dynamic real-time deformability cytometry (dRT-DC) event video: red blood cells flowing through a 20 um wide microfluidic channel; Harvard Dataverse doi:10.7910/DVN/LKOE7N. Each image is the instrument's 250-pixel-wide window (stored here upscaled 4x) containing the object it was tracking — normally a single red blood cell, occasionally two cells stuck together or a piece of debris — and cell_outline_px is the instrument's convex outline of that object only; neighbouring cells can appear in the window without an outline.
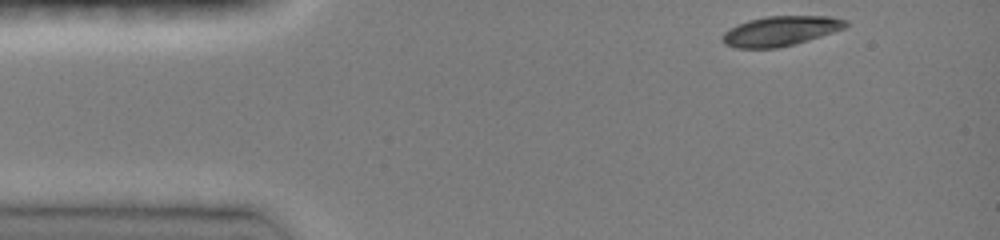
{"species": "common noctule bat (a hibernating species)", "species_latin": "Nyctalus noctula", "temperature_condition": "room temperature", "stored_images_in_passage": 38, "camera_frame_rate_fps": 3000, "um_per_image_px": 0.085, "animal": {"sex": "female", "body_mass_g": 19.0, "forearm_length_mm": 51.5}, "frame": {"image": 1, "passage_image": 1, "time_ms": 0.0, "image_size_px": [1000, 240], "cell_outline_px": [[848, 24], [844, 28], [808, 40], [776, 48], [736, 48], [724, 44], [720, 40], [720, 36], [724, 32], [736, 24], [748, 20], [768, 16], [832, 16], [848, 20]], "centroid_in_image_um": [66.29, 2.63], "position_along_channel_um": 18.7, "area_um2": 21.44}}
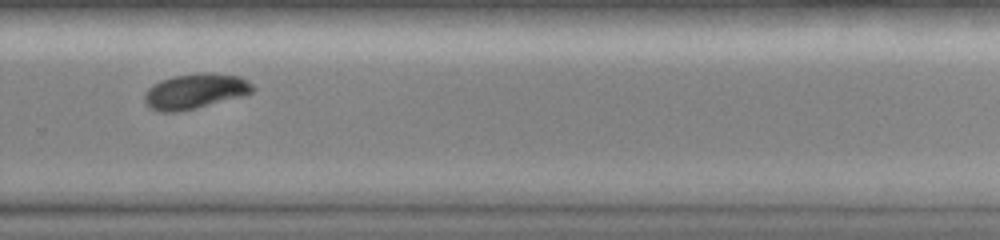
{"frame": {"image": 2, "passage_image": 28, "time_ms": 9.0, "image_size_px": [1000, 240], "cell_outline_px": [[256, 88], [252, 92], [240, 96], [196, 108], [176, 112], [160, 112], [152, 108], [144, 100], [144, 92], [152, 84], [160, 80], [172, 76], [240, 76], [248, 80]], "centroid_in_image_um": [16.53, 7.8], "position_along_channel_um": 313.3, "area_um2": 21.1}}
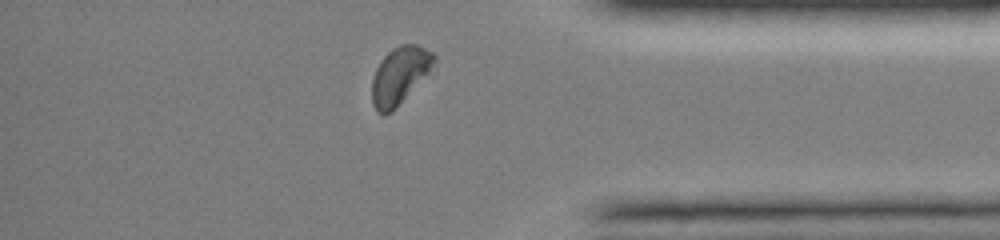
{"frame": {"image": 3, "passage_image": 35, "time_ms": 11.333, "image_size_px": [1000, 240], "cell_outline_px": [[436, 60], [428, 72], [392, 112], [384, 116], [376, 112], [372, 104], [372, 80], [376, 68], [380, 60], [392, 48], [400, 44], [416, 44], [432, 52], [436, 56]], "centroid_in_image_um": [33.93, 6.42], "position_along_channel_um": 401.3, "area_um2": 20.52}, "authors_computed_cell_mechanics": {"area_um2": 21.7328, "velocity_mm_per_s": 4.1071, "shape_relaxation_time_tau1_ms": 2.289, "shape_relaxation_time_tau2_ms": null, "deformation_change_tau1": 0.1148, "deformation_change_tau2": null}}